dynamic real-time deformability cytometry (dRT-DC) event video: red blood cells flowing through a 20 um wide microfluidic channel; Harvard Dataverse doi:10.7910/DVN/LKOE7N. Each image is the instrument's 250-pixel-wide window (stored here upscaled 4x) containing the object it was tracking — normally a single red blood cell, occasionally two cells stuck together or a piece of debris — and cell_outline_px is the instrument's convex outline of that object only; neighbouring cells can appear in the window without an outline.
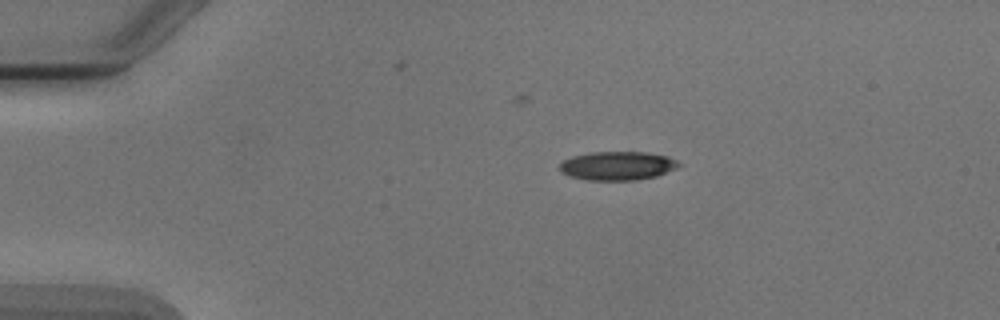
{"species": "Egyptian fruit bat (a non-hibernating species)", "species_latin": "Rousettus aegyptiacus", "temperature_condition": "cold", "stored_images_in_passage": 43, "camera_frame_rate_fps": 3000, "um_per_image_px": 0.085, "animal": {"sex": "male"}, "frame": {"image": 1, "passage_image": 1, "time_ms": 0.0, "image_size_px": [1000, 320], "cell_outline_px": [[680, 168], [656, 176], [636, 180], [588, 180], [568, 176], [560, 172], [556, 168], [564, 160], [572, 156], [592, 152], [648, 152], [668, 156], [676, 160], [680, 164]], "centroid_in_image_um": [52.48, 14.09], "position_along_channel_um": 32.5, "area_um2": 20.23}}
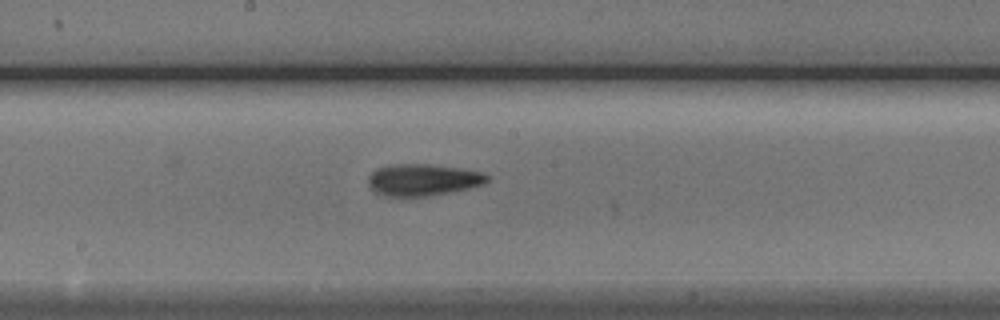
{"frame": {"image": 2, "passage_image": 19, "time_ms": 6.0, "image_size_px": [1000, 320], "cell_outline_px": [[488, 180], [484, 184], [468, 188], [428, 196], [388, 196], [376, 192], [368, 184], [368, 176], [376, 168], [392, 164], [428, 164], [456, 168], [480, 172], [488, 176]], "centroid_in_image_um": [35.9, 15.28], "position_along_channel_um": 212.3, "area_um2": 21.68}}
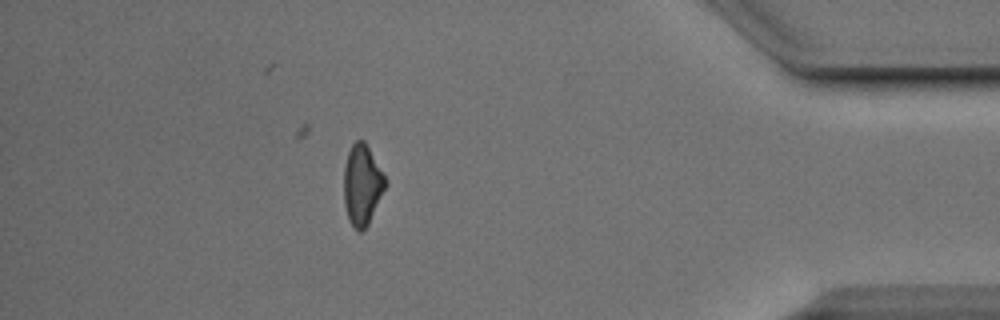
{"frame": {"image": 3, "passage_image": 37, "time_ms": 12.0, "image_size_px": [1000, 320], "cell_outline_px": [[388, 184], [368, 224], [360, 232], [356, 232], [348, 220], [344, 204], [344, 168], [348, 152], [352, 144], [356, 140], [364, 140], [388, 180]], "centroid_in_image_um": [30.79, 15.73], "position_along_channel_um": 404.4, "area_um2": 19.71}, "authors_computed_cell_mechanics": {"area_um2": 20.4034, "velocity_mm_per_s": 3.9119, "shape_relaxation_time_tau1_ms": 2.9993, "shape_relaxation_time_tau2_ms": 3.7993, "deformation_change_tau1": 0.1497, "deformation_change_tau2": 0.1353}}